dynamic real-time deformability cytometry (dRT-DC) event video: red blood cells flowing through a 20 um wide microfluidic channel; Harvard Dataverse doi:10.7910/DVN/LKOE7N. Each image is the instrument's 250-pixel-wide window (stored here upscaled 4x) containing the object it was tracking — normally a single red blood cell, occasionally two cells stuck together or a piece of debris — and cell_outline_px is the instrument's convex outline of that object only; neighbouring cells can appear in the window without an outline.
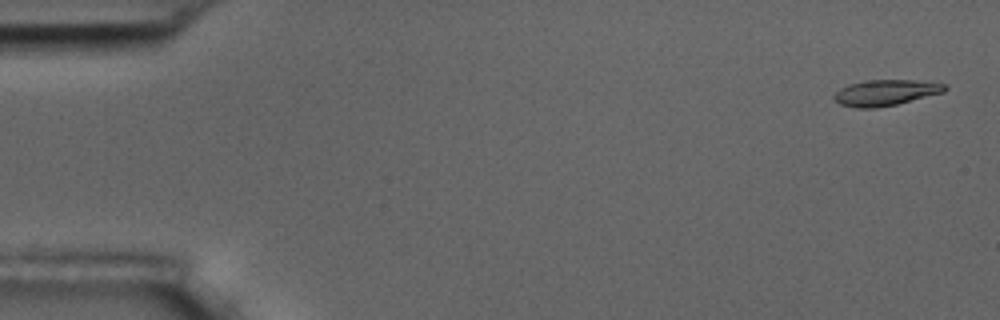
{"species": "common noctule bat (a hibernating species)", "species_latin": "Nyctalus noctula", "temperature_condition": "room temperature", "stored_images_in_passage": 5, "camera_frame_rate_fps": 3000, "um_per_image_px": 0.085, "animal": {"sex": "male", "body_mass_g": 17.5, "forearm_length_mm": 52.3}, "frame": {"image": 1, "passage_image": 1, "time_ms": 0.0, "image_size_px": [1000, 320], "cell_outline_px": [[948, 88], [944, 92], [896, 104], [876, 108], [856, 108], [840, 104], [832, 96], [840, 88], [848, 84], [864, 80], [912, 80], [948, 84]], "centroid_in_image_um": [75.27, 7.87], "position_along_channel_um": 9.7, "area_um2": 16.7}}
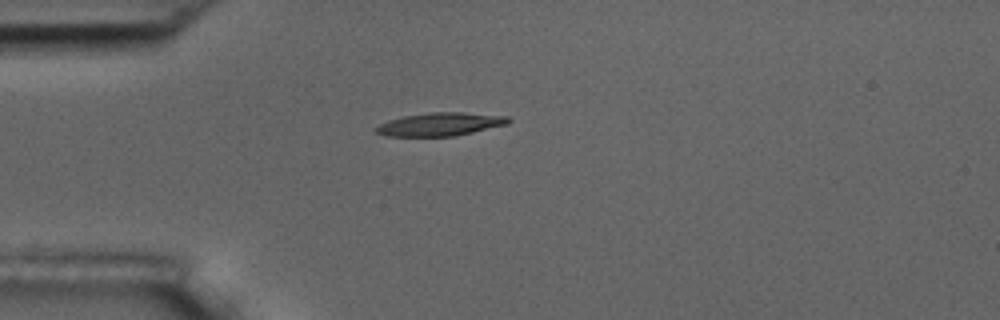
{"frame": {"image": 2, "passage_image": 5, "time_ms": 4.333, "image_size_px": [1000, 320], "cell_outline_px": [[512, 120], [508, 124], [472, 132], [452, 136], [388, 136], [376, 132], [376, 128], [380, 124], [388, 120], [404, 116], [428, 112], [464, 112], [508, 116]], "centroid_in_image_um": [37.45, 10.55], "position_along_channel_um": 47.5, "area_um2": 17.8}}